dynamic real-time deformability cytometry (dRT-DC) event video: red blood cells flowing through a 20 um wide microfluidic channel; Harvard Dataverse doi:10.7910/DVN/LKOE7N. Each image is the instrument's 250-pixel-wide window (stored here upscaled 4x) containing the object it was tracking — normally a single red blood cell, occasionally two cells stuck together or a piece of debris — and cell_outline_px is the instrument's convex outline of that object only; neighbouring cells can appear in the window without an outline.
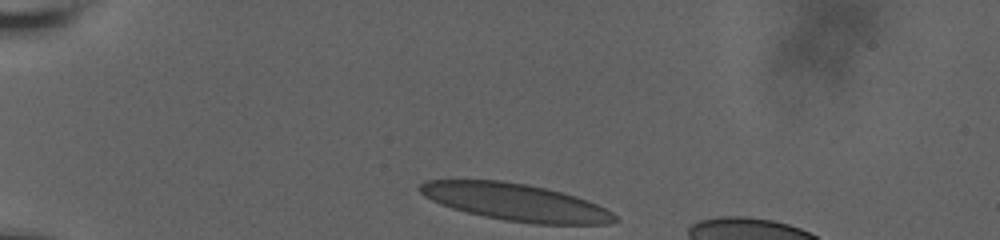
{"species": "human", "species_latin": "Homo sapiens", "temperature_condition": "room temperature", "stored_images_in_passage": 36, "camera_frame_rate_fps": 3000, "um_per_image_px": 0.085, "donor": {"sex": "male"}, "frame": {"image": 1, "passage_image": 1, "time_ms": 0.0, "image_size_px": [1000, 240], "cell_outline_px": [[620, 220], [608, 224], [532, 224], [504, 220], [484, 216], [452, 208], [440, 204], [424, 196], [416, 188], [424, 180], [500, 180], [524, 184], [544, 188], [576, 196], [588, 200], [612, 212]], "centroid_in_image_um": [43.81, 17.19], "position_along_channel_um": 41.2, "area_um2": 42.08}}
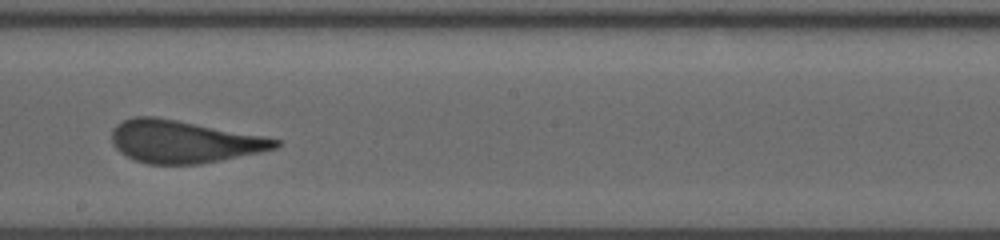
{"frame": {"image": 2, "passage_image": 21, "time_ms": 6.667, "image_size_px": [1000, 240], "cell_outline_px": [[280, 144], [276, 148], [260, 152], [200, 164], [148, 164], [136, 160], [120, 152], [112, 144], [112, 128], [116, 124], [132, 116], [156, 116], [264, 136], [280, 140]], "centroid_in_image_um": [15.58, 12.03], "position_along_channel_um": 232.6, "area_um2": 40.4}}
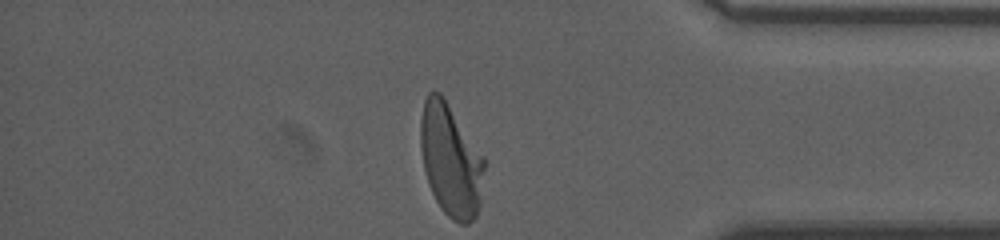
{"frame": {"image": 3, "passage_image": 36, "time_ms": 11.667, "image_size_px": [1000, 240], "cell_outline_px": [[484, 168], [480, 204], [476, 216], [468, 224], [460, 224], [452, 220], [440, 208], [428, 184], [424, 172], [420, 148], [420, 120], [424, 100], [428, 92], [440, 92], [444, 96], [484, 156]], "centroid_in_image_um": [38.29, 13.6], "position_along_channel_um": 396.9, "area_um2": 42.19}, "authors_computed_cell_mechanics": {"area_um2": 41.0958, "velocity_mm_per_s": 3.66, "shape_relaxation_time_tau1_ms": 6.42, "shape_relaxation_time_tau2_ms": 0.8374, "deformation_change_tau1": 0.2186, "deformation_change_tau2": 0.0879}}